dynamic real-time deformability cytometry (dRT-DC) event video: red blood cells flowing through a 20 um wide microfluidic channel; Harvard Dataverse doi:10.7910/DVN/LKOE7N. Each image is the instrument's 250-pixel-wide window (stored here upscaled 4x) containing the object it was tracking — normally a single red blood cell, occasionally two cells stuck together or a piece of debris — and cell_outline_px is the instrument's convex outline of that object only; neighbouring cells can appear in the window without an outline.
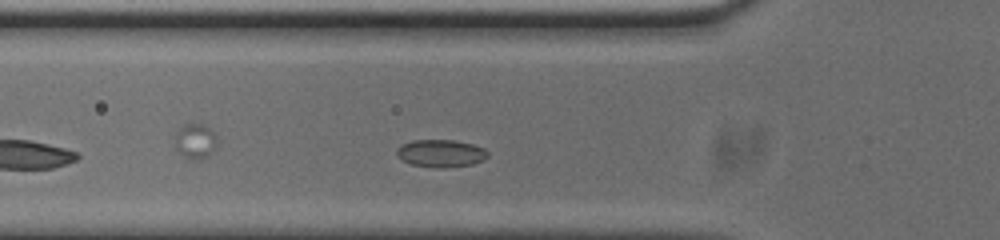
{"species": "common noctule bat (a hibernating species)", "species_latin": "Nyctalus noctula", "temperature_condition": "cold", "stored_images_in_passage": 16, "camera_frame_rate_fps": 3000, "um_per_image_px": 0.085, "animal": {"sex": "male", "body_mass_g": 20.0, "forearm_length_mm": 53.3}, "frame": {"image": 1, "passage_image": 5, "time_ms": 1.333, "image_size_px": [1000, 240], "cell_outline_px": [[488, 156], [484, 160], [472, 164], [444, 168], [436, 168], [412, 164], [400, 160], [396, 156], [396, 148], [412, 140], [456, 140], [472, 144], [484, 148], [488, 152]], "centroid_in_image_um": [37.46, 13.03], "position_along_channel_um": 88.3, "area_um2": 14.74}}
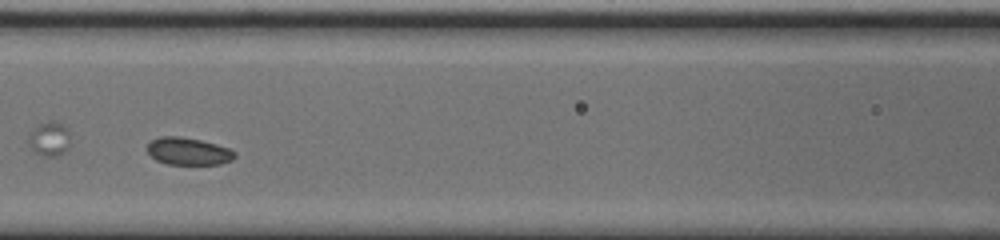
{"frame": {"image": 2, "passage_image": 10, "time_ms": 3.0, "image_size_px": [1000, 240], "cell_outline_px": [[236, 156], [232, 160], [220, 164], [168, 164], [156, 160], [148, 152], [148, 144], [152, 140], [160, 136], [180, 136], [200, 140], [216, 144], [228, 148], [236, 152]], "centroid_in_image_um": [16.02, 12.86], "position_along_channel_um": 150.6, "area_um2": 13.87}}